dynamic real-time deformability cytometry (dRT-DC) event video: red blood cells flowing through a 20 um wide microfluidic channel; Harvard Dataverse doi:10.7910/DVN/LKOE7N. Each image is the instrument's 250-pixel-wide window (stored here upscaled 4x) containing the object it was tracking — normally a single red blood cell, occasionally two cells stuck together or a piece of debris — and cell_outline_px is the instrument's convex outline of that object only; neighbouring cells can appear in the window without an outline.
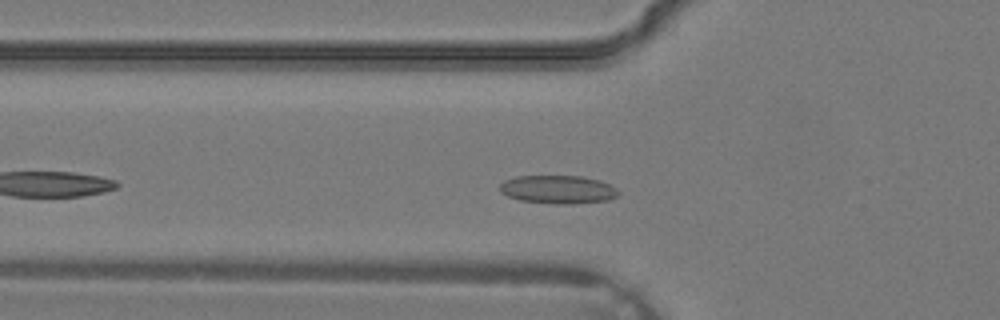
{"species": "common noctule bat (a hibernating species)", "species_latin": "Nyctalus noctula", "temperature_condition": "warm", "stored_images_in_passage": 24, "camera_frame_rate_fps": 3000, "um_per_image_px": 0.085, "animal": {"sex": "male", "body_mass_g": 19.2, "forearm_length_mm": 51.8}, "frame": {"image": 1, "passage_image": 5, "time_ms": 1.333, "image_size_px": [1000, 320], "cell_outline_px": [[620, 192], [616, 196], [608, 200], [572, 204], [556, 204], [520, 200], [508, 196], [500, 192], [500, 184], [504, 180], [516, 176], [580, 176], [600, 180], [616, 188]], "centroid_in_image_um": [47.42, 16.1], "position_along_channel_um": 78.4, "area_um2": 19.54}}
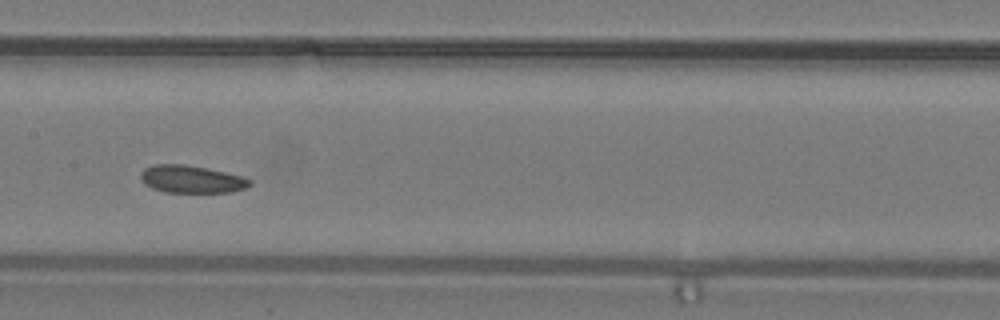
{"frame": {"image": 2, "passage_image": 11, "time_ms": 3.333, "image_size_px": [1000, 320], "cell_outline_px": [[252, 184], [244, 188], [232, 192], [164, 192], [152, 188], [144, 184], [140, 176], [140, 172], [144, 168], [152, 164], [184, 164], [244, 176], [252, 180]], "centroid_in_image_um": [16.26, 15.23], "position_along_channel_um": 191.1, "area_um2": 17.57}}
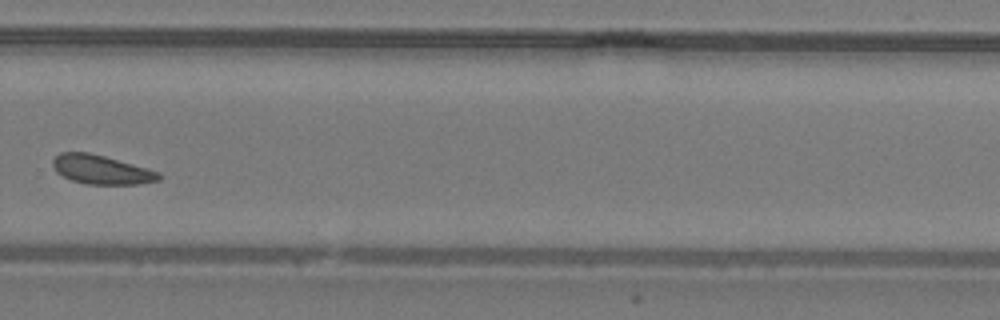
{"frame": {"image": 3, "passage_image": 18, "time_ms": 5.667, "image_size_px": [1000, 320], "cell_outline_px": [[164, 176], [160, 180], [136, 184], [88, 184], [72, 180], [56, 172], [52, 164], [52, 160], [60, 152], [88, 152], [104, 156], [148, 168], [160, 172]], "centroid_in_image_um": [8.64, 14.41], "position_along_channel_um": 321.2, "area_um2": 17.92}}